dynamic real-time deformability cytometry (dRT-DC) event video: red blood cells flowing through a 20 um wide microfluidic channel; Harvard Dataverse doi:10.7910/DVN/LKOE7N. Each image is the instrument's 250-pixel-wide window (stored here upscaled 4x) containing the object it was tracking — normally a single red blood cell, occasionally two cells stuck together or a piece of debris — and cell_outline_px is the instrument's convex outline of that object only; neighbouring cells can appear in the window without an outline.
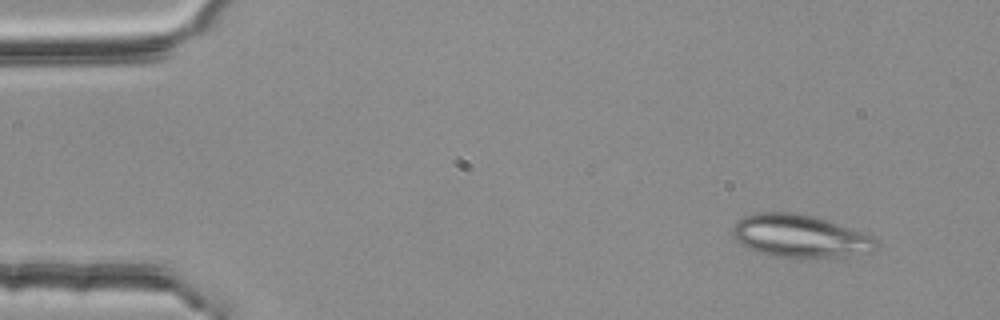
{"species": "common noctule bat (a hibernating species)", "species_latin": "Nyctalus noctula", "temperature_condition": "room temperature", "stored_images_in_passage": 4, "camera_frame_rate_fps": 3000, "um_per_image_px": 0.085, "animal": {"sex": "female", "body_mass_g": 25.1}, "frame": {"image": 1, "passage_image": 1, "time_ms": 0.0, "image_size_px": [1000, 320], "cell_outline_px": [[880, 244], [872, 252], [804, 260], [800, 260], [772, 256], [756, 252], [740, 244], [732, 236], [732, 228], [736, 220], [744, 216], [760, 212], [792, 212], [812, 216], [872, 236]], "centroid_in_image_um": [67.93, 20.1], "position_along_channel_um": 17.1, "area_um2": 36.13}}